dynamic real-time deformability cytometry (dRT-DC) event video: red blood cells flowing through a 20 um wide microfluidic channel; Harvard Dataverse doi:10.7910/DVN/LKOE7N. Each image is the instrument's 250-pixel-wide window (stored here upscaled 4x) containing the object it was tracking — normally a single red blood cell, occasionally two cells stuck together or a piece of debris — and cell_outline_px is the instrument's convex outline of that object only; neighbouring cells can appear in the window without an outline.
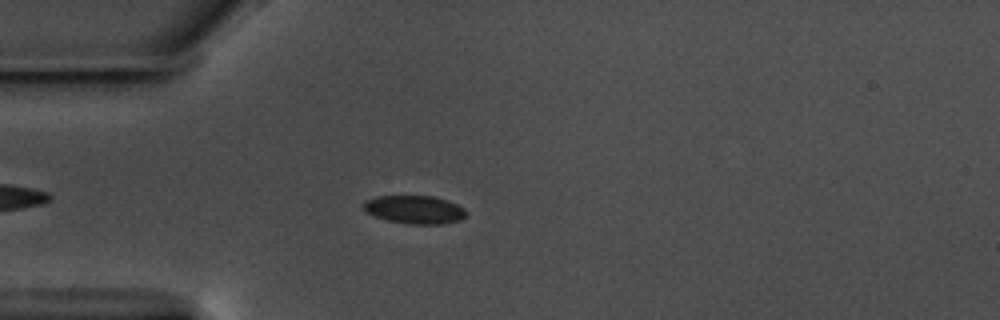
{"species": "common noctule bat (a hibernating species)", "species_latin": "Nyctalus noctula", "temperature_condition": "warm", "stored_images_in_passage": 49, "camera_frame_rate_fps": 3000, "um_per_image_px": 0.085, "animal": {"sex": "male", "body_mass_g": 17.5, "forearm_length_mm": 52.3}, "frame": {"image": 1, "passage_image": 7, "time_ms": 2.0, "image_size_px": [1000, 320], "cell_outline_px": [[464, 216], [460, 220], [444, 224], [408, 224], [388, 220], [376, 216], [368, 212], [364, 208], [364, 200], [376, 196], [432, 196], [456, 204], [464, 208]], "centroid_in_image_um": [35.22, 17.81], "position_along_channel_um": 49.8, "area_um2": 16.59}}
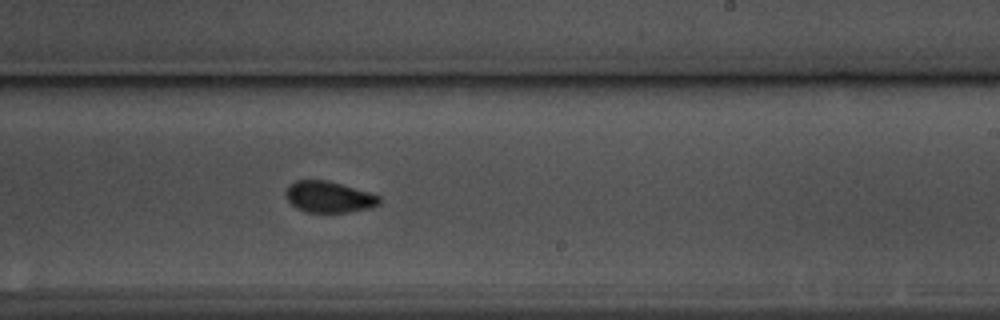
{"frame": {"image": 2, "passage_image": 26, "time_ms": 8.333, "image_size_px": [1000, 320], "cell_outline_px": [[380, 204], [368, 208], [348, 212], [304, 212], [296, 208], [284, 196], [284, 192], [296, 180], [324, 180], [340, 184], [368, 192], [380, 196]], "centroid_in_image_um": [27.93, 16.75], "position_along_channel_um": 261.1, "area_um2": 16.82}}
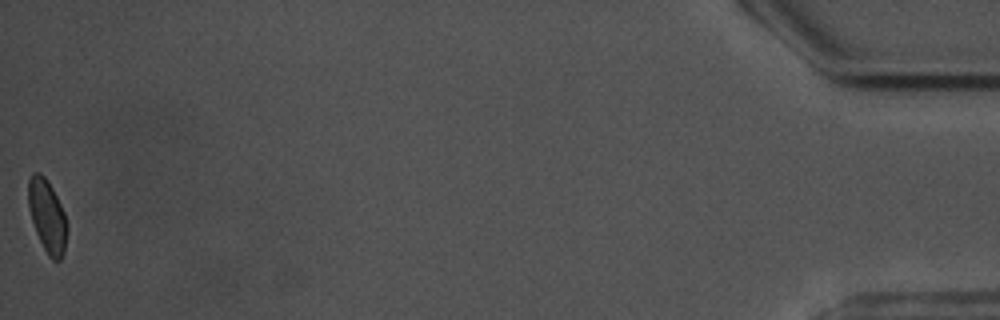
{"frame": {"image": 3, "passage_image": 49, "time_ms": 16.0, "image_size_px": [1000, 320], "cell_outline_px": [[68, 228], [64, 252], [60, 260], [52, 260], [48, 256], [36, 232], [28, 208], [28, 180], [32, 172], [40, 172], [44, 176], [52, 188], [64, 212]], "centroid_in_image_um": [4.01, 18.36], "position_along_channel_um": 431.2, "area_um2": 16.42}, "authors_computed_cell_mechanics": {"area_um2": 17.1666, "velocity_mm_per_s": 3.5334, "shape_relaxation_time_tau1_ms": 2.3734, "shape_relaxation_time_tau2_ms": 1.3845, "deformation_change_tau1": 0.0585, "deformation_change_tau2": 0.053}}